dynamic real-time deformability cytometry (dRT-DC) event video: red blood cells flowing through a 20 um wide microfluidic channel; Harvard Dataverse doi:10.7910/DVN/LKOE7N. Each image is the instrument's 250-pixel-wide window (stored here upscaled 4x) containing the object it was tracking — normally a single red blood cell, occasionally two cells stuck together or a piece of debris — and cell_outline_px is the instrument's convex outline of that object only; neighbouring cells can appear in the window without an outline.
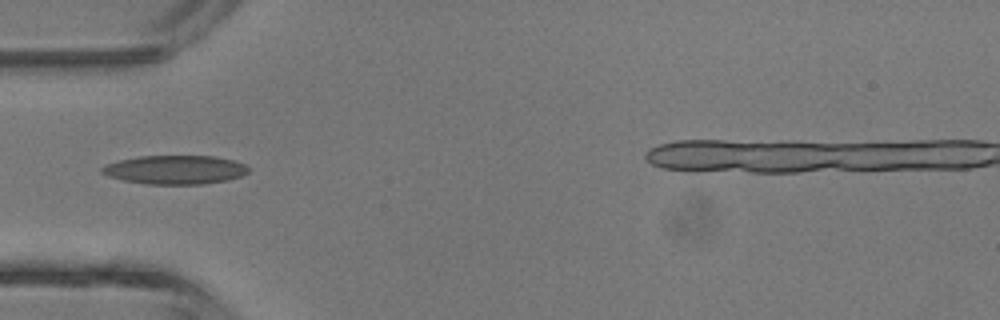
{"species": "common noctule bat (a hibernating species)", "species_latin": "Nyctalus noctula", "temperature_condition": "room temperature", "stored_images_in_passage": 4, "camera_frame_rate_fps": 3000, "um_per_image_px": 0.085, "animal": {"sex": "male", "body_mass_g": 13.3}, "frame": {"image": 1, "passage_image": 3, "time_ms": 2.333, "image_size_px": [1000, 320], "cell_outline_px": [[248, 172], [240, 176], [228, 180], [204, 184], [148, 184], [124, 180], [108, 176], [100, 172], [100, 168], [108, 164], [120, 160], [140, 156], [216, 156], [232, 160], [244, 164], [248, 168]], "centroid_in_image_um": [14.88, 14.43], "position_along_channel_um": 70.1, "area_um2": 24.45}}
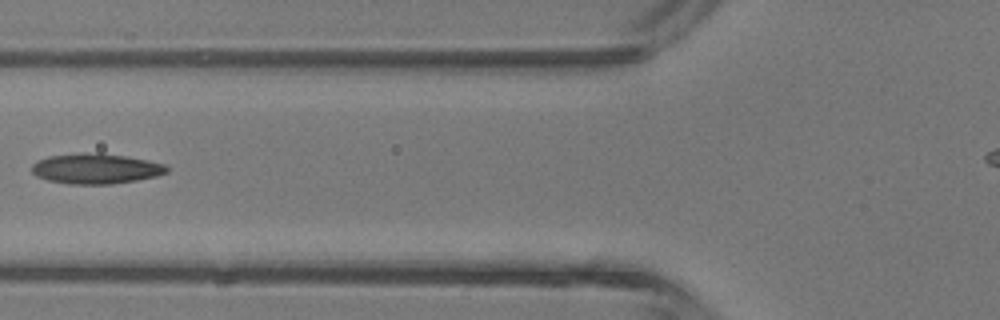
{"frame": {"image": 2, "passage_image": 4, "time_ms": 3.333, "image_size_px": [1000, 320], "cell_outline_px": [[168, 172], [156, 176], [136, 180], [112, 184], [68, 184], [48, 180], [36, 176], [32, 172], [32, 164], [48, 156], [84, 152], [100, 152], [128, 156], [148, 160], [164, 164], [168, 168]], "centroid_in_image_um": [8.15, 14.32], "position_along_channel_um": 117.6, "area_um2": 23.99}}